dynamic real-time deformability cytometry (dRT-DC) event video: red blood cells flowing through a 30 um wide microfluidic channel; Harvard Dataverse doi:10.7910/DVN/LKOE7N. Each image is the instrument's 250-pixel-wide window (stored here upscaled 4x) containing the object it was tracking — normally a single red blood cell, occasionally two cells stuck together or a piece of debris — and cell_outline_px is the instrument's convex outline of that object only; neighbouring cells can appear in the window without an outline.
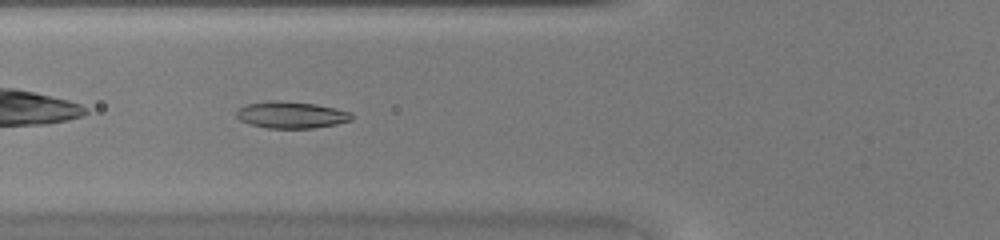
{"species": "common noctule bat (a hibernating species)", "species_latin": "Nyctalus noctula", "temperature_condition": "warm", "stored_images_in_passage": 32, "camera_frame_rate_fps": 3000, "um_per_image_px": 0.085, "animal": {"sex": "female", "body_mass_g": 20.0, "forearm_length_mm": 54.0}, "frame": {"image": 1, "passage_image": 4, "time_ms": 1.0, "image_size_px": [1000, 240], "cell_outline_px": [[352, 120], [336, 124], [312, 128], [268, 128], [248, 124], [240, 120], [236, 116], [236, 112], [240, 108], [248, 104], [272, 100], [316, 104], [336, 108], [352, 112]], "centroid_in_image_um": [24.77, 9.77], "position_along_channel_um": 101.0, "area_um2": 17.86}}
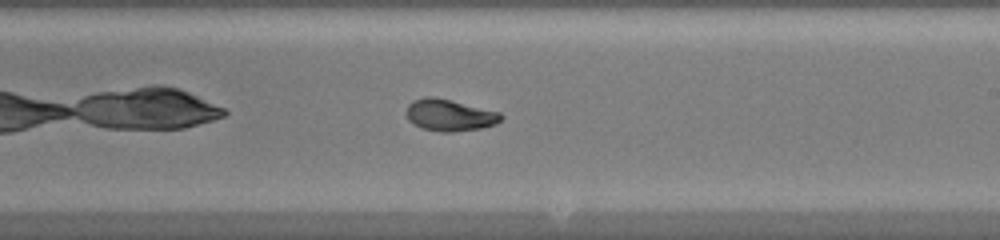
{"frame": {"image": 2, "passage_image": 14, "time_ms": 4.333, "image_size_px": [1000, 240], "cell_outline_px": [[504, 116], [496, 124], [480, 128], [452, 132], [440, 132], [420, 128], [408, 120], [404, 112], [408, 104], [412, 100], [428, 96], [432, 96], [500, 112]], "centroid_in_image_um": [38.16, 9.79], "position_along_channel_um": 250.8, "area_um2": 17.57}}
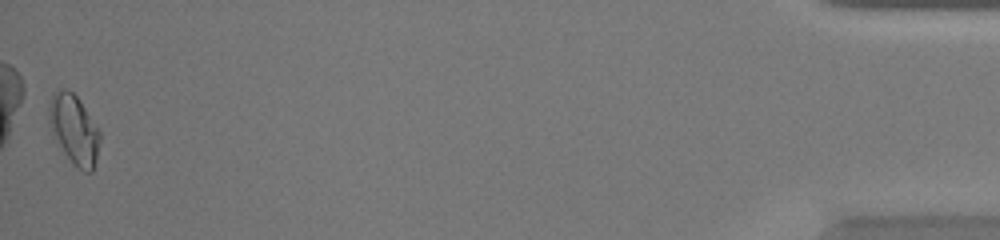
{"frame": {"image": 3, "passage_image": 32, "time_ms": 10.333, "image_size_px": [1000, 240], "cell_outline_px": [[100, 140], [96, 160], [92, 172], [84, 172], [76, 168], [72, 164], [64, 152], [52, 132], [48, 124], [48, 104], [52, 92], [60, 88], [68, 88], [76, 96], [100, 132]], "centroid_in_image_um": [6.26, 10.99], "position_along_channel_um": 428.9, "area_um2": 20.63}}